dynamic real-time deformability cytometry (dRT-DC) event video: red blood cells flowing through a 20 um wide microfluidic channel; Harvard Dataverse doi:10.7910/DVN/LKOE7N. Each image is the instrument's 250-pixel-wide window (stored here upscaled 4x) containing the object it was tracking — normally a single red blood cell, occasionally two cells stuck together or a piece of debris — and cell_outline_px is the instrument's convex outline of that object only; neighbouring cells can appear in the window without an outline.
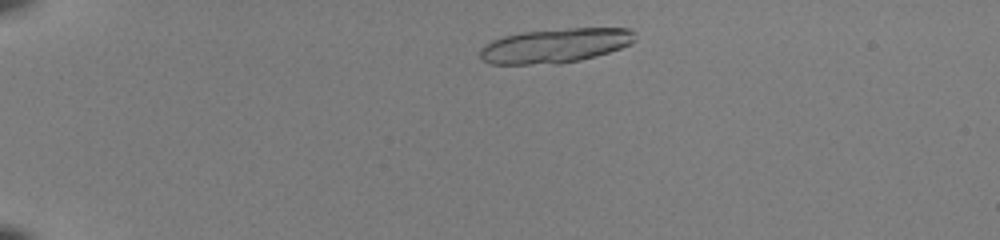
{"species": "common noctule bat (a hibernating species)", "species_latin": "Nyctalus noctula", "temperature_condition": "room temperature", "stored_images_in_passage": 15, "camera_frame_rate_fps": 3000, "um_per_image_px": 0.085, "animal": {"sex": "female", "body_mass_g": 22.0, "forearm_length_mm": 56.7}, "frame": {"image": 1, "passage_image": 5, "time_ms": 1.333, "image_size_px": [1000, 240], "cell_outline_px": [[636, 40], [632, 44], [596, 56], [580, 60], [560, 64], [488, 64], [480, 56], [480, 48], [492, 40], [504, 36], [520, 32], [568, 28], [628, 28], [636, 32]], "centroid_in_image_um": [47.22, 3.87], "position_along_channel_um": 37.8, "area_um2": 31.33}}